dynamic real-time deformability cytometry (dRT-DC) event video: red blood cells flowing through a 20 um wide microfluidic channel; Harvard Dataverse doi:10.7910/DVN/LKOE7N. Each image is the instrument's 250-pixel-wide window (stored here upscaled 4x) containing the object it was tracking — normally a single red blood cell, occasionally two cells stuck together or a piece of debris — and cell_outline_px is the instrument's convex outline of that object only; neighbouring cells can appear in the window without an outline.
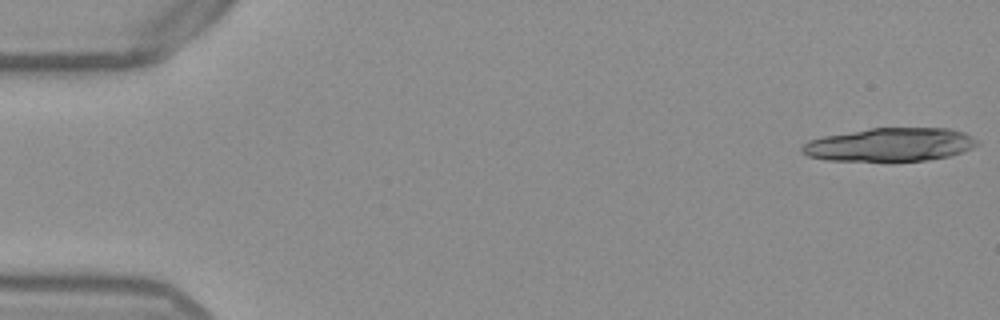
{"species": "Egyptian fruit bat (a non-hibernating species)", "species_latin": "Rousettus aegyptiacus", "temperature_condition": "warm", "stored_images_in_passage": 40, "camera_frame_rate_fps": 3000, "um_per_image_px": 0.085, "frame": {"image": 1, "passage_image": 1, "time_ms": 0.0, "image_size_px": [1000, 320], "cell_outline_px": [[980, 144], [972, 148], [952, 156], [928, 160], [892, 164], [888, 164], [824, 160], [808, 156], [800, 152], [800, 148], [808, 140], [824, 136], [868, 128], [948, 128], [964, 132], [972, 136]], "centroid_in_image_um": [75.62, 12.35], "position_along_channel_um": 9.4, "area_um2": 35.66}, "authors_computed_cell_mechanics": {"area_um2": 17.9469, "velocity_mm_per_s": 3.8768, "shape_relaxation_time_tau1_ms": 10.951, "shape_relaxation_time_tau2_ms": null, "deformation_change_tau1": 0.2863, "deformation_change_tau2": null}}